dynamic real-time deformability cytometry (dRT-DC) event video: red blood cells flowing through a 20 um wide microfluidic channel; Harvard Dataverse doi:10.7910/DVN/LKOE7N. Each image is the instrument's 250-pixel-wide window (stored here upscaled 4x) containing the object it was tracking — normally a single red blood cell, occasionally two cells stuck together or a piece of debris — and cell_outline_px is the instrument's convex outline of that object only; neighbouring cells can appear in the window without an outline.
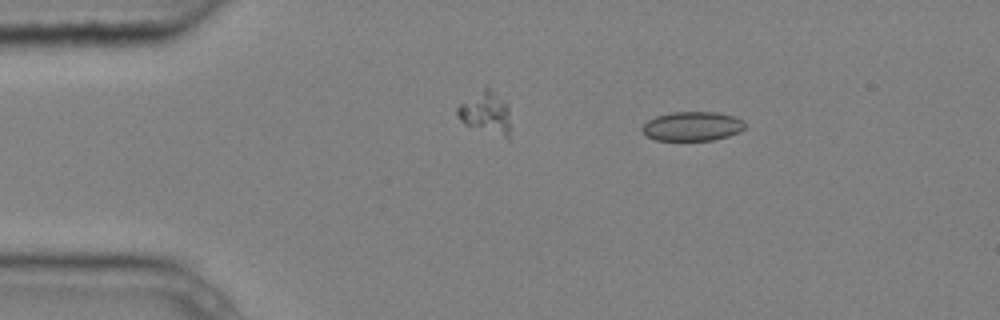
{"species": "common noctule bat (a hibernating species)", "species_latin": "Nyctalus noctula", "temperature_condition": "cold", "stored_images_in_passage": 3, "camera_frame_rate_fps": 3000, "um_per_image_px": 0.085, "animal": {"sex": "male", "body_mass_g": 20.4}, "frame": {"image": 1, "passage_image": 1, "time_ms": 0.0, "image_size_px": [1000, 320], "cell_outline_px": [[744, 128], [740, 132], [728, 136], [712, 140], [656, 140], [648, 136], [640, 128], [648, 120], [656, 116], [672, 112], [716, 112], [736, 116], [744, 120]], "centroid_in_image_um": [58.87, 10.72], "position_along_channel_um": 26.1, "area_um2": 17.51}}
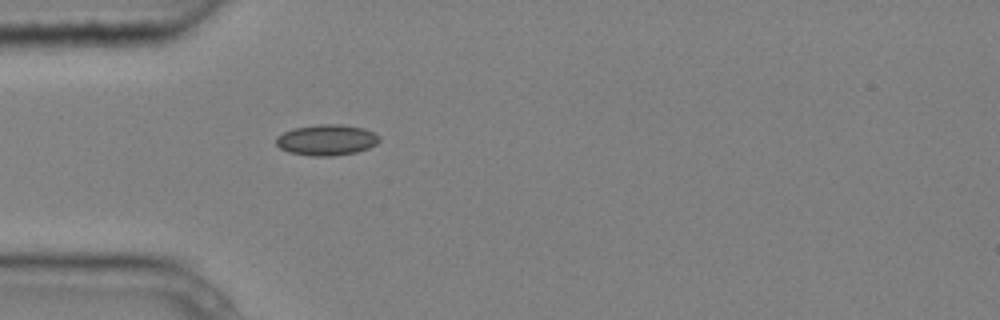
{"frame": {"image": 2, "passage_image": 3, "time_ms": 0.667, "image_size_px": [1000, 320], "cell_outline_px": [[380, 140], [376, 144], [368, 148], [356, 152], [332, 156], [312, 156], [288, 152], [280, 148], [276, 144], [276, 136], [292, 128], [320, 124], [340, 124], [364, 128], [380, 136]], "centroid_in_image_um": [27.75, 11.89], "position_along_channel_um": 57.3, "area_um2": 18.61}}